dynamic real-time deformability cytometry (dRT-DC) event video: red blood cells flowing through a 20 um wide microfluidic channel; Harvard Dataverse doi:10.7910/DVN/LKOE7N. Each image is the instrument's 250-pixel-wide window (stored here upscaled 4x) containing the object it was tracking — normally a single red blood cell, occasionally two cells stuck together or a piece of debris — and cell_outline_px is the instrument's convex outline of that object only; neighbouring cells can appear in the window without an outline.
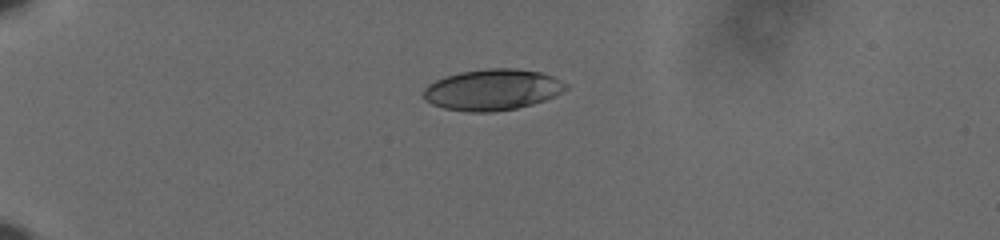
{"species": "human", "species_latin": "Homo sapiens", "temperature_condition": "cold", "stored_images_in_passage": 43, "camera_frame_rate_fps": 3000, "um_per_image_px": 0.085, "donor": {"sex": "male"}, "frame": {"image": 1, "passage_image": 1, "time_ms": 0.0, "image_size_px": [1000, 240], "cell_outline_px": [[568, 88], [556, 96], [532, 104], [516, 108], [492, 112], [468, 112], [444, 108], [432, 104], [424, 100], [424, 88], [428, 84], [436, 80], [460, 72], [488, 68], [516, 68], [540, 72], [552, 76], [568, 84]], "centroid_in_image_um": [41.87, 7.63], "position_along_channel_um": 43.1, "area_um2": 34.1}}
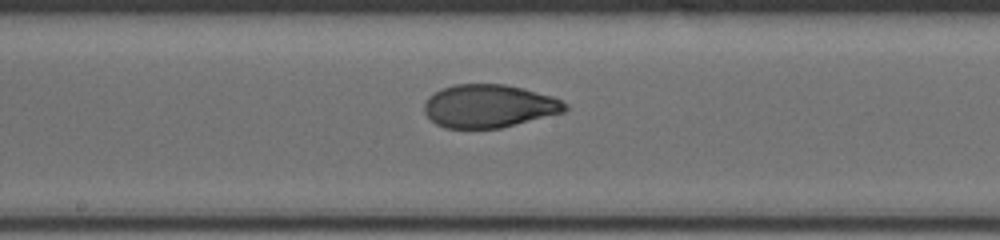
{"frame": {"image": 2, "passage_image": 19, "time_ms": 6.0, "image_size_px": [1000, 240], "cell_outline_px": [[568, 108], [564, 112], [500, 128], [444, 128], [436, 124], [424, 112], [424, 104], [428, 96], [440, 88], [452, 84], [504, 84], [552, 96], [568, 104]], "centroid_in_image_um": [41.53, 9.01], "position_along_channel_um": 206.7, "area_um2": 35.32}}
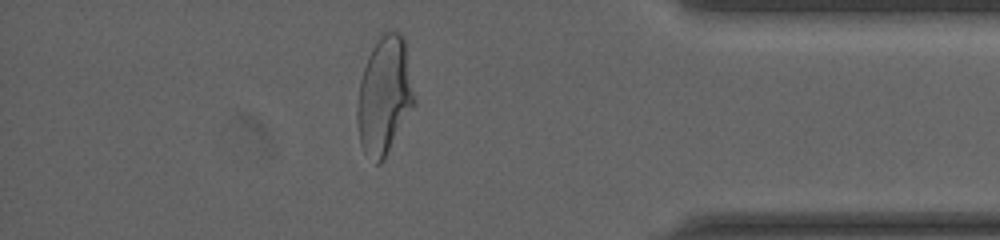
{"frame": {"image": 3, "passage_image": 37, "time_ms": 12.0, "image_size_px": [1000, 240], "cell_outline_px": [[416, 104], [384, 160], [380, 164], [376, 164], [364, 152], [360, 144], [356, 120], [356, 112], [360, 80], [368, 56], [380, 32], [400, 32], [404, 36], [416, 100]], "centroid_in_image_um": [32.68, 8.14], "position_along_channel_um": 402.5, "area_um2": 39.71}, "authors_computed_cell_mechanics": {"area_um2": 35.7782, "velocity_mm_per_s": 3.6303, "shape_relaxation_time_tau1_ms": 5.5966, "shape_relaxation_time_tau2_ms": 1.114, "deformation_change_tau1": 0.2137, "deformation_change_tau2": 0.0553}}